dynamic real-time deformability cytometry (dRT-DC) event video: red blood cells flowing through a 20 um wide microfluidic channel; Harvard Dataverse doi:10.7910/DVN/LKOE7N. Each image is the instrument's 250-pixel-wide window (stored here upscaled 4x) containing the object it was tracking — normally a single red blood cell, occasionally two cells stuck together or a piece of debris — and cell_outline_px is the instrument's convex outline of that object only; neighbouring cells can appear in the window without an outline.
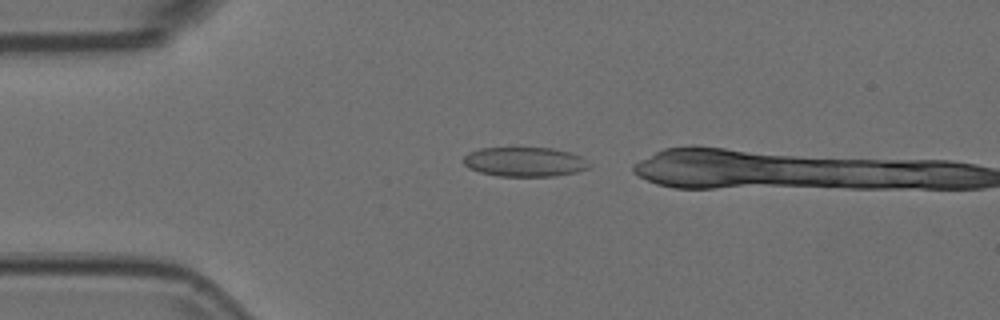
{"species": "Egyptian fruit bat (a non-hibernating species)", "species_latin": "Rousettus aegyptiacus", "temperature_condition": "room temperature", "stored_images_in_passage": 5, "camera_frame_rate_fps": 3000, "um_per_image_px": 0.085, "animal": {"sex": "female"}, "frame": {"image": 1, "passage_image": 3, "time_ms": 0.667, "image_size_px": [1000, 320], "cell_outline_px": [[588, 168], [576, 172], [556, 176], [500, 176], [480, 172], [468, 168], [464, 164], [464, 156], [468, 152], [480, 148], [552, 148], [568, 152], [580, 156], [584, 160]], "centroid_in_image_um": [44.54, 13.76], "position_along_channel_um": 40.5, "area_um2": 21.33}}